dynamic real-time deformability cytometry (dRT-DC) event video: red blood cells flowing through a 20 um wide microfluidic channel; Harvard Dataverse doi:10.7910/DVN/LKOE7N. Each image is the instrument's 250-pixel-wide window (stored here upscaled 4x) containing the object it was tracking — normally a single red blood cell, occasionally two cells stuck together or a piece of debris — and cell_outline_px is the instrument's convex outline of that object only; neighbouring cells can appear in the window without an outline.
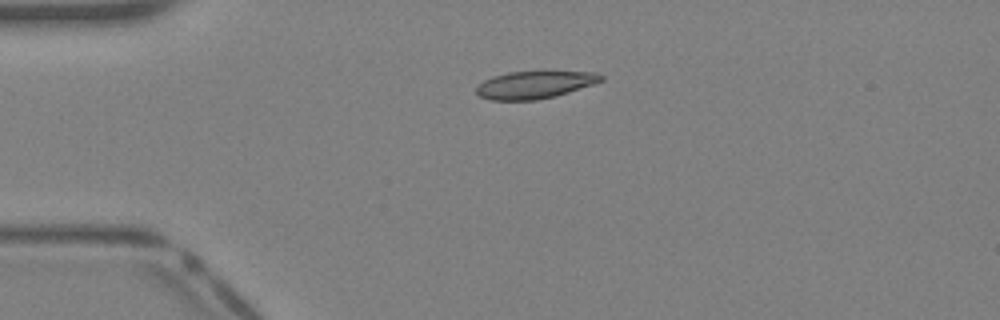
{"species": "Egyptian fruit bat (a non-hibernating species)", "species_latin": "Rousettus aegyptiacus", "temperature_condition": "warm", "stored_images_in_passage": 32, "camera_frame_rate_fps": 3000, "um_per_image_px": 0.085, "animal": {"sex": "female"}, "frame": {"image": 1, "passage_image": 1, "time_ms": 0.0, "image_size_px": [1000, 320], "cell_outline_px": [[604, 80], [556, 96], [536, 100], [492, 100], [480, 96], [476, 92], [476, 88], [484, 80], [492, 76], [508, 72], [596, 72], [604, 76]], "centroid_in_image_um": [45.43, 7.21], "position_along_channel_um": 39.6, "area_um2": 19.71}}
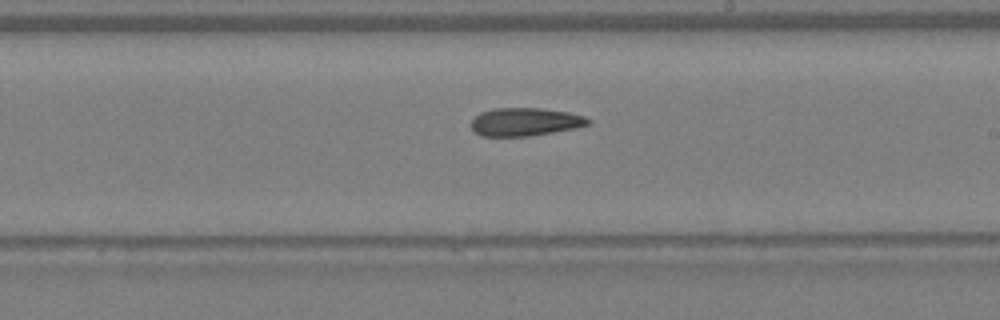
{"frame": {"image": 2, "passage_image": 15, "time_ms": 4.667, "image_size_px": [1000, 320], "cell_outline_px": [[592, 120], [588, 124], [576, 128], [528, 136], [484, 136], [476, 132], [472, 128], [472, 120], [480, 112], [496, 108], [544, 108], [568, 112], [584, 116]], "centroid_in_image_um": [44.66, 10.35], "position_along_channel_um": 244.3, "area_um2": 19.02}}
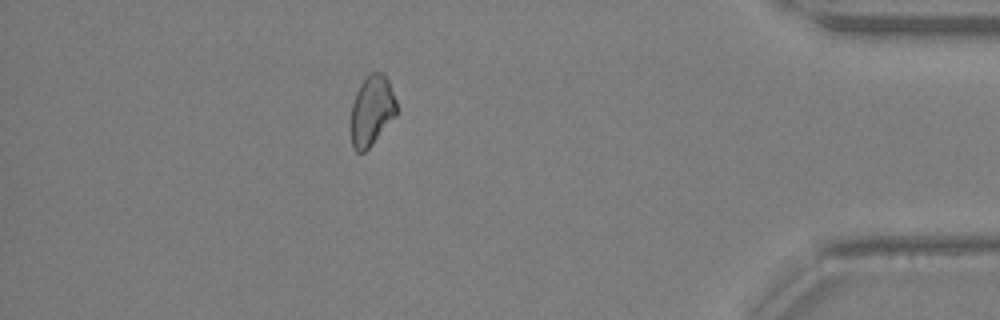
{"frame": {"image": 3, "passage_image": 27, "time_ms": 8.667, "image_size_px": [1000, 320], "cell_outline_px": [[396, 116], [372, 144], [364, 152], [356, 152], [352, 148], [348, 128], [348, 124], [352, 104], [356, 92], [360, 84], [368, 72], [384, 72], [388, 80], [396, 100]], "centroid_in_image_um": [31.54, 9.42], "position_along_channel_um": 403.7, "area_um2": 19.31}}